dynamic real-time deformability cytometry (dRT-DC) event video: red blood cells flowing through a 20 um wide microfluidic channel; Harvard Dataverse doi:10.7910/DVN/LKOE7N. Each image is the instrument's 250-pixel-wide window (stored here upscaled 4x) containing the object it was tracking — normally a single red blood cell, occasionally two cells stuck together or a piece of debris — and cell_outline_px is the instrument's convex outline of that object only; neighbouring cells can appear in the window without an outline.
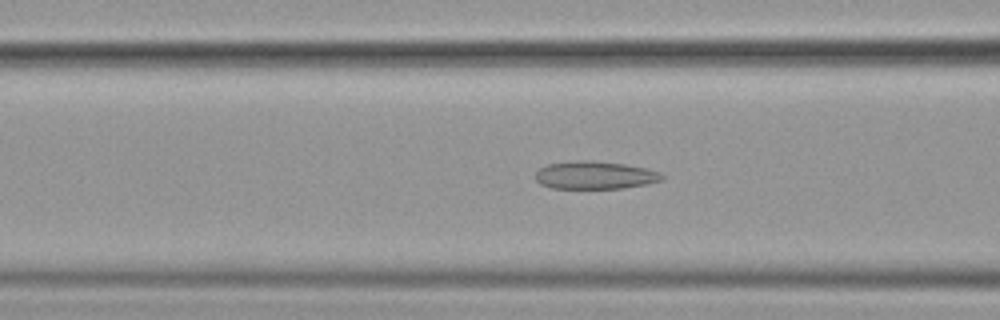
{"species": "common noctule bat (a hibernating species)", "species_latin": "Nyctalus noctula", "temperature_condition": "cold", "stored_images_in_passage": 55, "camera_frame_rate_fps": 3000, "um_per_image_px": 0.085, "animal": {"sex": "female", "body_mass_g": 19.9}, "frame": {"image": 1, "passage_image": 22, "time_ms": 7.0, "image_size_px": [1000, 320], "cell_outline_px": [[664, 180], [648, 184], [624, 188], [552, 188], [540, 184], [536, 180], [536, 172], [540, 168], [548, 164], [576, 160], [592, 160], [624, 164], [648, 168], [660, 172], [664, 176]], "centroid_in_image_um": [50.61, 14.89], "position_along_channel_um": 116.0, "area_um2": 20.69}}
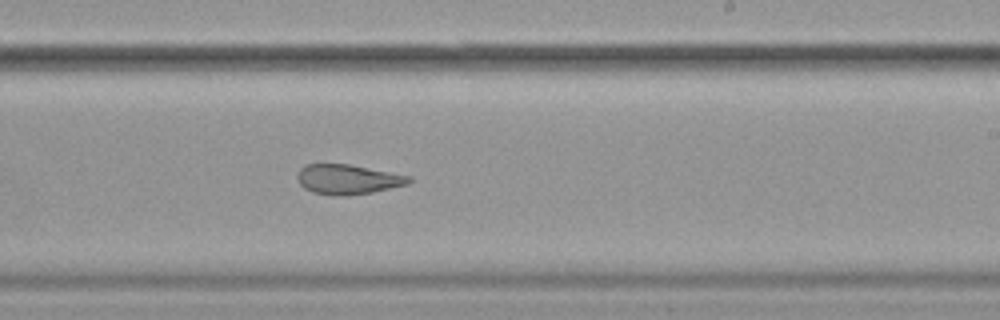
{"frame": {"image": 2, "passage_image": 34, "time_ms": 11.0, "image_size_px": [1000, 320], "cell_outline_px": [[412, 180], [408, 184], [372, 192], [348, 196], [332, 196], [312, 192], [304, 188], [300, 184], [296, 176], [300, 168], [304, 164], [348, 164], [412, 176]], "centroid_in_image_um": [29.54, 15.25], "position_along_channel_um": 259.5, "area_um2": 19.54}}
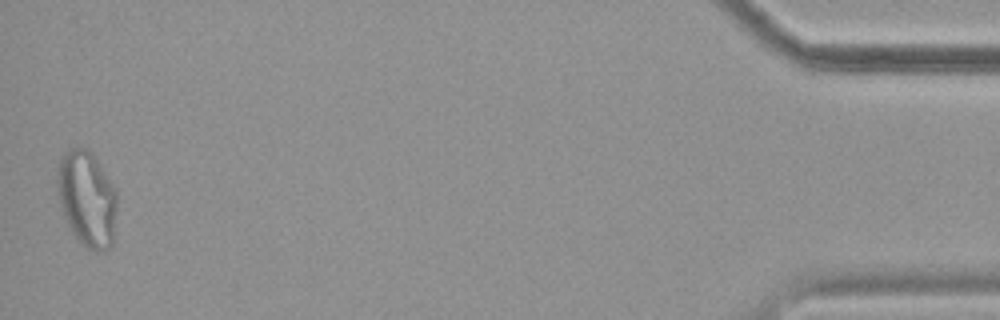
{"frame": {"image": 3, "passage_image": 55, "time_ms": 18.0, "image_size_px": [1000, 320], "cell_outline_px": [[116, 208], [112, 244], [108, 248], [100, 252], [96, 252], [88, 248], [72, 232], [64, 216], [60, 204], [56, 184], [56, 172], [60, 160], [64, 152], [72, 148], [88, 148], [92, 152], [112, 184], [116, 192]], "centroid_in_image_um": [7.37, 16.86], "position_along_channel_um": 427.8, "area_um2": 33.06}, "authors_computed_cell_mechanics": {"area_um2": 23.0622, "velocity_mm_per_s": 3.6019, "shape_relaxation_time_tau1_ms": null, "shape_relaxation_time_tau2_ms": 3.2429, "deformation_change_tau1": null, "deformation_change_tau2": 0.0899}}